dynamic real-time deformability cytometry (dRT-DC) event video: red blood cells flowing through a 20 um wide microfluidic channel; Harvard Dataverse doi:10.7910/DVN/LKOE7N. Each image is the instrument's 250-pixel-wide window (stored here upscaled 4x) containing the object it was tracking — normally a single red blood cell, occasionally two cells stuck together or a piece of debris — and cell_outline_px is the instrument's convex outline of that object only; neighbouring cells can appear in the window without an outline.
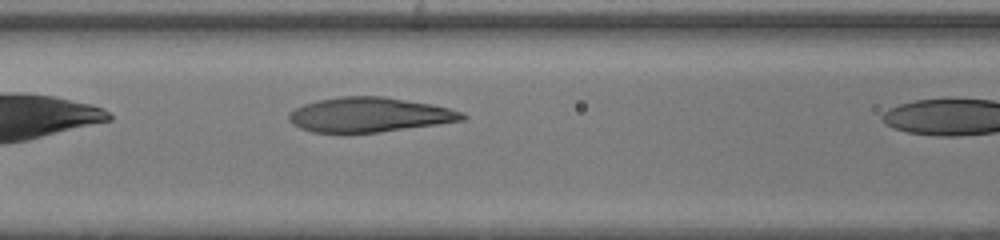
{"species": "human", "species_latin": "Homo sapiens", "temperature_condition": "warm", "stored_images_in_passage": 7, "camera_frame_rate_fps": 3000, "um_per_image_px": 0.085, "donor": {"sex": "female"}, "frame": {"image": 1, "passage_image": 6, "time_ms": 1.667, "image_size_px": [1000, 240], "cell_outline_px": [[468, 116], [464, 120], [380, 132], [312, 132], [300, 128], [292, 124], [288, 120], [288, 116], [296, 108], [304, 104], [316, 100], [340, 96], [384, 96], [432, 104], [464, 112]], "centroid_in_image_um": [31.4, 9.74], "position_along_channel_um": 135.2, "area_um2": 34.91}}